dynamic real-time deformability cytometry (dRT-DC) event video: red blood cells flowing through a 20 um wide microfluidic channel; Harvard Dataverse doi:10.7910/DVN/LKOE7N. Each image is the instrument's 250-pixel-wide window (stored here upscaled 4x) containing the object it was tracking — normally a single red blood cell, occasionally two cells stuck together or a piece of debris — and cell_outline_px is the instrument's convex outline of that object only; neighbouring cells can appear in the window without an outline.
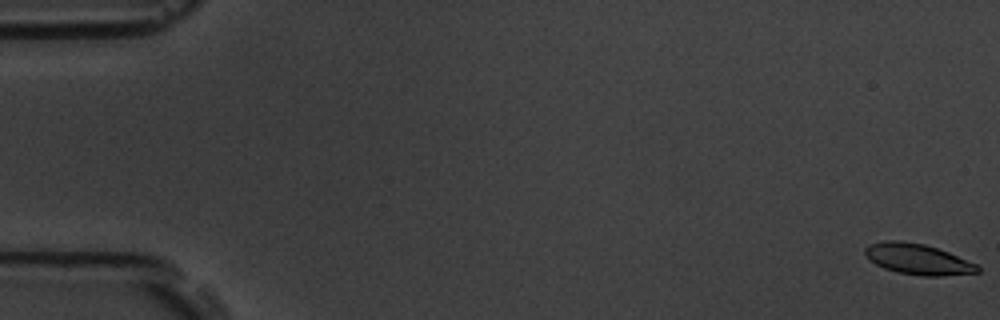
{"species": "common noctule bat (a hibernating species)", "species_latin": "Nyctalus noctula", "temperature_condition": "room temperature", "stored_images_in_passage": 56, "camera_frame_rate_fps": 3000, "um_per_image_px": 0.085, "animal": {"sex": "male", "body_mass_g": 19.5, "forearm_length_mm": 54.6}, "frame": {"image": 1, "passage_image": 1, "time_ms": 0.0, "image_size_px": [1000, 320], "cell_outline_px": [[980, 272], [944, 276], [920, 276], [896, 272], [884, 268], [876, 264], [864, 252], [864, 248], [868, 244], [884, 240], [900, 240], [924, 244], [948, 252], [976, 264], [980, 268]], "centroid_in_image_um": [78.0, 22.03], "position_along_channel_um": 7.0, "area_um2": 20.11}}
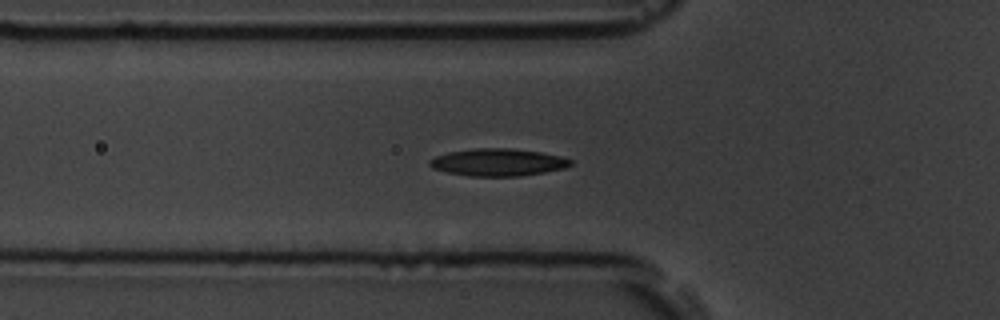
{"frame": {"image": 2, "passage_image": 20, "time_ms": 6.333, "image_size_px": [1000, 320], "cell_outline_px": [[572, 164], [564, 168], [544, 172], [520, 176], [468, 176], [448, 172], [432, 168], [428, 164], [428, 160], [436, 156], [448, 152], [476, 148], [512, 148], [540, 152], [560, 156], [572, 160]], "centroid_in_image_um": [42.31, 13.79], "position_along_channel_um": 83.5, "area_um2": 22.43}}
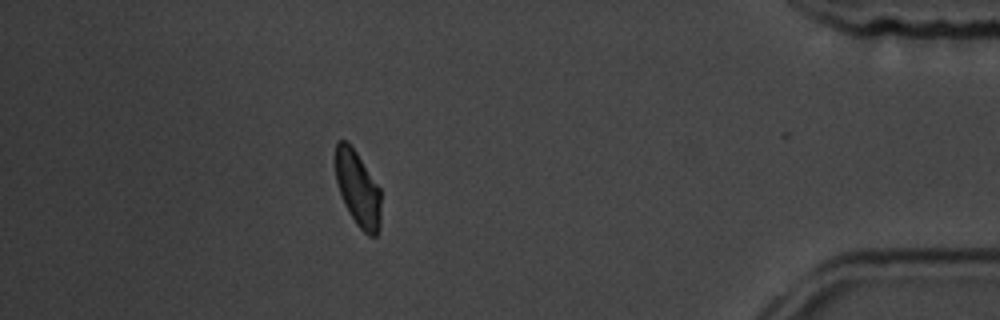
{"frame": {"image": 3, "passage_image": 50, "time_ms": 16.333, "image_size_px": [1000, 320], "cell_outline_px": [[380, 224], [376, 236], [368, 236], [356, 224], [344, 204], [336, 180], [336, 140], [344, 140], [356, 152], [380, 188]], "centroid_in_image_um": [30.42, 16.07], "position_along_channel_um": 404.8, "area_um2": 19.65}, "authors_computed_cell_mechanics": {"area_um2": 20.9814, "velocity_mm_per_s": 3.6779, "shape_relaxation_time_tau1_ms": 3.955, "shape_relaxation_time_tau2_ms": 4.4301, "deformation_change_tau1": 0.1128, "deformation_change_tau2": 0.0971}}